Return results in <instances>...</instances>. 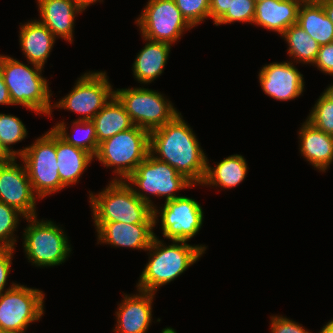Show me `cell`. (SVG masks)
Listing matches in <instances>:
<instances>
[{
	"instance_id": "cell-1",
	"label": "cell",
	"mask_w": 333,
	"mask_h": 333,
	"mask_svg": "<svg viewBox=\"0 0 333 333\" xmlns=\"http://www.w3.org/2000/svg\"><path fill=\"white\" fill-rule=\"evenodd\" d=\"M187 123L179 112L164 126L150 132V154L199 186L206 174L207 156Z\"/></svg>"
},
{
	"instance_id": "cell-2",
	"label": "cell",
	"mask_w": 333,
	"mask_h": 333,
	"mask_svg": "<svg viewBox=\"0 0 333 333\" xmlns=\"http://www.w3.org/2000/svg\"><path fill=\"white\" fill-rule=\"evenodd\" d=\"M206 248V245H191L187 241L176 240H172L169 245L154 234L150 247L147 249L150 255L148 263L136 283V288L156 294L160 287L174 281L199 261Z\"/></svg>"
},
{
	"instance_id": "cell-3",
	"label": "cell",
	"mask_w": 333,
	"mask_h": 333,
	"mask_svg": "<svg viewBox=\"0 0 333 333\" xmlns=\"http://www.w3.org/2000/svg\"><path fill=\"white\" fill-rule=\"evenodd\" d=\"M30 65L0 54V70L12 104L50 117L53 112L50 84L42 75L43 67L33 63Z\"/></svg>"
},
{
	"instance_id": "cell-4",
	"label": "cell",
	"mask_w": 333,
	"mask_h": 333,
	"mask_svg": "<svg viewBox=\"0 0 333 333\" xmlns=\"http://www.w3.org/2000/svg\"><path fill=\"white\" fill-rule=\"evenodd\" d=\"M93 223L154 224L153 208L125 181L111 180L98 194L89 191Z\"/></svg>"
},
{
	"instance_id": "cell-5",
	"label": "cell",
	"mask_w": 333,
	"mask_h": 333,
	"mask_svg": "<svg viewBox=\"0 0 333 333\" xmlns=\"http://www.w3.org/2000/svg\"><path fill=\"white\" fill-rule=\"evenodd\" d=\"M28 222L23 231L22 246L31 265L44 268L63 264L72 252L63 227L52 220L25 217Z\"/></svg>"
},
{
	"instance_id": "cell-6",
	"label": "cell",
	"mask_w": 333,
	"mask_h": 333,
	"mask_svg": "<svg viewBox=\"0 0 333 333\" xmlns=\"http://www.w3.org/2000/svg\"><path fill=\"white\" fill-rule=\"evenodd\" d=\"M149 153L150 133L134 125L101 142L94 159L114 169L111 180L125 181Z\"/></svg>"
},
{
	"instance_id": "cell-7",
	"label": "cell",
	"mask_w": 333,
	"mask_h": 333,
	"mask_svg": "<svg viewBox=\"0 0 333 333\" xmlns=\"http://www.w3.org/2000/svg\"><path fill=\"white\" fill-rule=\"evenodd\" d=\"M17 158L23 162L33 192L39 200L66 188L58 172L55 131L52 128L30 146L17 149Z\"/></svg>"
},
{
	"instance_id": "cell-8",
	"label": "cell",
	"mask_w": 333,
	"mask_h": 333,
	"mask_svg": "<svg viewBox=\"0 0 333 333\" xmlns=\"http://www.w3.org/2000/svg\"><path fill=\"white\" fill-rule=\"evenodd\" d=\"M134 193L153 209L156 207L149 195L165 197V202L181 197L177 191L194 185L168 163L159 161L150 153L125 180ZM137 186V187H136ZM149 194V195H148Z\"/></svg>"
},
{
	"instance_id": "cell-9",
	"label": "cell",
	"mask_w": 333,
	"mask_h": 333,
	"mask_svg": "<svg viewBox=\"0 0 333 333\" xmlns=\"http://www.w3.org/2000/svg\"><path fill=\"white\" fill-rule=\"evenodd\" d=\"M114 95L123 104L132 123L149 133L161 128L179 113L163 93L143 86L118 88L114 90Z\"/></svg>"
},
{
	"instance_id": "cell-10",
	"label": "cell",
	"mask_w": 333,
	"mask_h": 333,
	"mask_svg": "<svg viewBox=\"0 0 333 333\" xmlns=\"http://www.w3.org/2000/svg\"><path fill=\"white\" fill-rule=\"evenodd\" d=\"M45 293L16 284L0 294V327L5 333H25L44 315Z\"/></svg>"
},
{
	"instance_id": "cell-11",
	"label": "cell",
	"mask_w": 333,
	"mask_h": 333,
	"mask_svg": "<svg viewBox=\"0 0 333 333\" xmlns=\"http://www.w3.org/2000/svg\"><path fill=\"white\" fill-rule=\"evenodd\" d=\"M113 95L114 89L105 71H87L77 78L66 96L52 104V109L77 113L80 117L76 120H92Z\"/></svg>"
},
{
	"instance_id": "cell-12",
	"label": "cell",
	"mask_w": 333,
	"mask_h": 333,
	"mask_svg": "<svg viewBox=\"0 0 333 333\" xmlns=\"http://www.w3.org/2000/svg\"><path fill=\"white\" fill-rule=\"evenodd\" d=\"M135 20L142 38L172 45L193 27L183 17L174 0H148Z\"/></svg>"
},
{
	"instance_id": "cell-13",
	"label": "cell",
	"mask_w": 333,
	"mask_h": 333,
	"mask_svg": "<svg viewBox=\"0 0 333 333\" xmlns=\"http://www.w3.org/2000/svg\"><path fill=\"white\" fill-rule=\"evenodd\" d=\"M153 209L154 226L161 217V230L164 239L189 241L199 234L204 221L201 204L193 198L181 196L168 200L160 209Z\"/></svg>"
},
{
	"instance_id": "cell-14",
	"label": "cell",
	"mask_w": 333,
	"mask_h": 333,
	"mask_svg": "<svg viewBox=\"0 0 333 333\" xmlns=\"http://www.w3.org/2000/svg\"><path fill=\"white\" fill-rule=\"evenodd\" d=\"M17 158L0 163V202L16 208L25 217L38 216L36 201L26 168Z\"/></svg>"
},
{
	"instance_id": "cell-15",
	"label": "cell",
	"mask_w": 333,
	"mask_h": 333,
	"mask_svg": "<svg viewBox=\"0 0 333 333\" xmlns=\"http://www.w3.org/2000/svg\"><path fill=\"white\" fill-rule=\"evenodd\" d=\"M303 76L289 59L264 65L258 73V81L267 96L278 101H290L303 95Z\"/></svg>"
},
{
	"instance_id": "cell-16",
	"label": "cell",
	"mask_w": 333,
	"mask_h": 333,
	"mask_svg": "<svg viewBox=\"0 0 333 333\" xmlns=\"http://www.w3.org/2000/svg\"><path fill=\"white\" fill-rule=\"evenodd\" d=\"M135 294H122L121 303L118 304L115 333H147L152 318V306L155 293L136 289Z\"/></svg>"
},
{
	"instance_id": "cell-17",
	"label": "cell",
	"mask_w": 333,
	"mask_h": 333,
	"mask_svg": "<svg viewBox=\"0 0 333 333\" xmlns=\"http://www.w3.org/2000/svg\"><path fill=\"white\" fill-rule=\"evenodd\" d=\"M97 244L147 251L154 238V224H126L122 222L94 223Z\"/></svg>"
},
{
	"instance_id": "cell-18",
	"label": "cell",
	"mask_w": 333,
	"mask_h": 333,
	"mask_svg": "<svg viewBox=\"0 0 333 333\" xmlns=\"http://www.w3.org/2000/svg\"><path fill=\"white\" fill-rule=\"evenodd\" d=\"M40 18L57 38L64 39L70 44L74 41L75 18L83 11L73 0H36Z\"/></svg>"
},
{
	"instance_id": "cell-19",
	"label": "cell",
	"mask_w": 333,
	"mask_h": 333,
	"mask_svg": "<svg viewBox=\"0 0 333 333\" xmlns=\"http://www.w3.org/2000/svg\"><path fill=\"white\" fill-rule=\"evenodd\" d=\"M299 151L316 170L326 172L333 164V136L317 129L307 120L299 131Z\"/></svg>"
},
{
	"instance_id": "cell-20",
	"label": "cell",
	"mask_w": 333,
	"mask_h": 333,
	"mask_svg": "<svg viewBox=\"0 0 333 333\" xmlns=\"http://www.w3.org/2000/svg\"><path fill=\"white\" fill-rule=\"evenodd\" d=\"M19 29V45L28 64L33 63L44 68L56 43V37L37 19H31L23 25L20 23Z\"/></svg>"
},
{
	"instance_id": "cell-21",
	"label": "cell",
	"mask_w": 333,
	"mask_h": 333,
	"mask_svg": "<svg viewBox=\"0 0 333 333\" xmlns=\"http://www.w3.org/2000/svg\"><path fill=\"white\" fill-rule=\"evenodd\" d=\"M300 3L294 0H265L256 2L253 25L283 34L297 24Z\"/></svg>"
},
{
	"instance_id": "cell-22",
	"label": "cell",
	"mask_w": 333,
	"mask_h": 333,
	"mask_svg": "<svg viewBox=\"0 0 333 333\" xmlns=\"http://www.w3.org/2000/svg\"><path fill=\"white\" fill-rule=\"evenodd\" d=\"M145 46L138 52L132 71L134 79L144 86L154 82L165 70L171 46L168 43L143 38Z\"/></svg>"
},
{
	"instance_id": "cell-23",
	"label": "cell",
	"mask_w": 333,
	"mask_h": 333,
	"mask_svg": "<svg viewBox=\"0 0 333 333\" xmlns=\"http://www.w3.org/2000/svg\"><path fill=\"white\" fill-rule=\"evenodd\" d=\"M57 166L61 183L67 188L79 182L94 157L83 149L67 143L55 132Z\"/></svg>"
},
{
	"instance_id": "cell-24",
	"label": "cell",
	"mask_w": 333,
	"mask_h": 333,
	"mask_svg": "<svg viewBox=\"0 0 333 333\" xmlns=\"http://www.w3.org/2000/svg\"><path fill=\"white\" fill-rule=\"evenodd\" d=\"M215 165L211 166L207 157L206 174L201 186L229 190L239 186L248 174V164L244 156L240 154L228 156Z\"/></svg>"
},
{
	"instance_id": "cell-25",
	"label": "cell",
	"mask_w": 333,
	"mask_h": 333,
	"mask_svg": "<svg viewBox=\"0 0 333 333\" xmlns=\"http://www.w3.org/2000/svg\"><path fill=\"white\" fill-rule=\"evenodd\" d=\"M92 122L95 125L98 144L134 126L123 104L115 95L94 116Z\"/></svg>"
},
{
	"instance_id": "cell-26",
	"label": "cell",
	"mask_w": 333,
	"mask_h": 333,
	"mask_svg": "<svg viewBox=\"0 0 333 333\" xmlns=\"http://www.w3.org/2000/svg\"><path fill=\"white\" fill-rule=\"evenodd\" d=\"M297 24L320 46L333 41V23L327 17L320 3L301 4L298 11Z\"/></svg>"
},
{
	"instance_id": "cell-27",
	"label": "cell",
	"mask_w": 333,
	"mask_h": 333,
	"mask_svg": "<svg viewBox=\"0 0 333 333\" xmlns=\"http://www.w3.org/2000/svg\"><path fill=\"white\" fill-rule=\"evenodd\" d=\"M280 36L288 45L287 54L293 58L290 61L296 64L313 65L320 45L304 29L298 24H294Z\"/></svg>"
},
{
	"instance_id": "cell-28",
	"label": "cell",
	"mask_w": 333,
	"mask_h": 333,
	"mask_svg": "<svg viewBox=\"0 0 333 333\" xmlns=\"http://www.w3.org/2000/svg\"><path fill=\"white\" fill-rule=\"evenodd\" d=\"M62 121L57 122V124L55 123L52 129L67 143L85 150L94 157L99 144L96 137L95 125L92 120H73L70 129L72 134L67 131L70 127H67L64 120ZM76 133L78 134L76 135Z\"/></svg>"
},
{
	"instance_id": "cell-29",
	"label": "cell",
	"mask_w": 333,
	"mask_h": 333,
	"mask_svg": "<svg viewBox=\"0 0 333 333\" xmlns=\"http://www.w3.org/2000/svg\"><path fill=\"white\" fill-rule=\"evenodd\" d=\"M27 136V128L20 118L0 113V147L10 158H17V151L11 145L24 141Z\"/></svg>"
},
{
	"instance_id": "cell-30",
	"label": "cell",
	"mask_w": 333,
	"mask_h": 333,
	"mask_svg": "<svg viewBox=\"0 0 333 333\" xmlns=\"http://www.w3.org/2000/svg\"><path fill=\"white\" fill-rule=\"evenodd\" d=\"M22 217L25 218L16 208L0 202V247L15 249L18 238L15 231Z\"/></svg>"
},
{
	"instance_id": "cell-31",
	"label": "cell",
	"mask_w": 333,
	"mask_h": 333,
	"mask_svg": "<svg viewBox=\"0 0 333 333\" xmlns=\"http://www.w3.org/2000/svg\"><path fill=\"white\" fill-rule=\"evenodd\" d=\"M306 120L317 129L333 136V102L322 93Z\"/></svg>"
},
{
	"instance_id": "cell-32",
	"label": "cell",
	"mask_w": 333,
	"mask_h": 333,
	"mask_svg": "<svg viewBox=\"0 0 333 333\" xmlns=\"http://www.w3.org/2000/svg\"><path fill=\"white\" fill-rule=\"evenodd\" d=\"M255 0H234L231 8L214 24H230L234 22L250 23L252 25L255 18Z\"/></svg>"
},
{
	"instance_id": "cell-33",
	"label": "cell",
	"mask_w": 333,
	"mask_h": 333,
	"mask_svg": "<svg viewBox=\"0 0 333 333\" xmlns=\"http://www.w3.org/2000/svg\"><path fill=\"white\" fill-rule=\"evenodd\" d=\"M183 17L192 26L197 27L210 18V0H174Z\"/></svg>"
},
{
	"instance_id": "cell-34",
	"label": "cell",
	"mask_w": 333,
	"mask_h": 333,
	"mask_svg": "<svg viewBox=\"0 0 333 333\" xmlns=\"http://www.w3.org/2000/svg\"><path fill=\"white\" fill-rule=\"evenodd\" d=\"M270 319V333H312L305 329L302 324L282 315H271Z\"/></svg>"
},
{
	"instance_id": "cell-35",
	"label": "cell",
	"mask_w": 333,
	"mask_h": 333,
	"mask_svg": "<svg viewBox=\"0 0 333 333\" xmlns=\"http://www.w3.org/2000/svg\"><path fill=\"white\" fill-rule=\"evenodd\" d=\"M15 249L8 247H0V294L14 287L17 283L12 282L11 285L6 289L7 278L11 272L13 254Z\"/></svg>"
},
{
	"instance_id": "cell-36",
	"label": "cell",
	"mask_w": 333,
	"mask_h": 333,
	"mask_svg": "<svg viewBox=\"0 0 333 333\" xmlns=\"http://www.w3.org/2000/svg\"><path fill=\"white\" fill-rule=\"evenodd\" d=\"M314 65L322 73L333 77V41L319 47L317 58L312 66Z\"/></svg>"
},
{
	"instance_id": "cell-37",
	"label": "cell",
	"mask_w": 333,
	"mask_h": 333,
	"mask_svg": "<svg viewBox=\"0 0 333 333\" xmlns=\"http://www.w3.org/2000/svg\"><path fill=\"white\" fill-rule=\"evenodd\" d=\"M234 0H210V19L214 24L231 8Z\"/></svg>"
},
{
	"instance_id": "cell-38",
	"label": "cell",
	"mask_w": 333,
	"mask_h": 333,
	"mask_svg": "<svg viewBox=\"0 0 333 333\" xmlns=\"http://www.w3.org/2000/svg\"><path fill=\"white\" fill-rule=\"evenodd\" d=\"M0 105H13L8 88L4 82L1 70H0Z\"/></svg>"
},
{
	"instance_id": "cell-39",
	"label": "cell",
	"mask_w": 333,
	"mask_h": 333,
	"mask_svg": "<svg viewBox=\"0 0 333 333\" xmlns=\"http://www.w3.org/2000/svg\"><path fill=\"white\" fill-rule=\"evenodd\" d=\"M319 3L323 6L327 17L333 23V0H321Z\"/></svg>"
},
{
	"instance_id": "cell-40",
	"label": "cell",
	"mask_w": 333,
	"mask_h": 333,
	"mask_svg": "<svg viewBox=\"0 0 333 333\" xmlns=\"http://www.w3.org/2000/svg\"><path fill=\"white\" fill-rule=\"evenodd\" d=\"M75 4L82 10L85 11L91 4H96L97 2H103V0H73Z\"/></svg>"
},
{
	"instance_id": "cell-41",
	"label": "cell",
	"mask_w": 333,
	"mask_h": 333,
	"mask_svg": "<svg viewBox=\"0 0 333 333\" xmlns=\"http://www.w3.org/2000/svg\"><path fill=\"white\" fill-rule=\"evenodd\" d=\"M322 93L333 102V83L325 88Z\"/></svg>"
},
{
	"instance_id": "cell-42",
	"label": "cell",
	"mask_w": 333,
	"mask_h": 333,
	"mask_svg": "<svg viewBox=\"0 0 333 333\" xmlns=\"http://www.w3.org/2000/svg\"><path fill=\"white\" fill-rule=\"evenodd\" d=\"M318 333H333V328L328 323H326V325H324Z\"/></svg>"
},
{
	"instance_id": "cell-43",
	"label": "cell",
	"mask_w": 333,
	"mask_h": 333,
	"mask_svg": "<svg viewBox=\"0 0 333 333\" xmlns=\"http://www.w3.org/2000/svg\"><path fill=\"white\" fill-rule=\"evenodd\" d=\"M10 157L0 147V163L9 160Z\"/></svg>"
},
{
	"instance_id": "cell-44",
	"label": "cell",
	"mask_w": 333,
	"mask_h": 333,
	"mask_svg": "<svg viewBox=\"0 0 333 333\" xmlns=\"http://www.w3.org/2000/svg\"><path fill=\"white\" fill-rule=\"evenodd\" d=\"M299 2L300 4H317L319 3L321 0H294Z\"/></svg>"
},
{
	"instance_id": "cell-45",
	"label": "cell",
	"mask_w": 333,
	"mask_h": 333,
	"mask_svg": "<svg viewBox=\"0 0 333 333\" xmlns=\"http://www.w3.org/2000/svg\"><path fill=\"white\" fill-rule=\"evenodd\" d=\"M161 333H177L172 327H166L162 329Z\"/></svg>"
},
{
	"instance_id": "cell-46",
	"label": "cell",
	"mask_w": 333,
	"mask_h": 333,
	"mask_svg": "<svg viewBox=\"0 0 333 333\" xmlns=\"http://www.w3.org/2000/svg\"><path fill=\"white\" fill-rule=\"evenodd\" d=\"M328 324L333 328V319L329 320Z\"/></svg>"
},
{
	"instance_id": "cell-47",
	"label": "cell",
	"mask_w": 333,
	"mask_h": 333,
	"mask_svg": "<svg viewBox=\"0 0 333 333\" xmlns=\"http://www.w3.org/2000/svg\"><path fill=\"white\" fill-rule=\"evenodd\" d=\"M0 333H5L3 330H2V328L0 327Z\"/></svg>"
},
{
	"instance_id": "cell-48",
	"label": "cell",
	"mask_w": 333,
	"mask_h": 333,
	"mask_svg": "<svg viewBox=\"0 0 333 333\" xmlns=\"http://www.w3.org/2000/svg\"><path fill=\"white\" fill-rule=\"evenodd\" d=\"M256 2H262V1H265V0H255Z\"/></svg>"
}]
</instances>
